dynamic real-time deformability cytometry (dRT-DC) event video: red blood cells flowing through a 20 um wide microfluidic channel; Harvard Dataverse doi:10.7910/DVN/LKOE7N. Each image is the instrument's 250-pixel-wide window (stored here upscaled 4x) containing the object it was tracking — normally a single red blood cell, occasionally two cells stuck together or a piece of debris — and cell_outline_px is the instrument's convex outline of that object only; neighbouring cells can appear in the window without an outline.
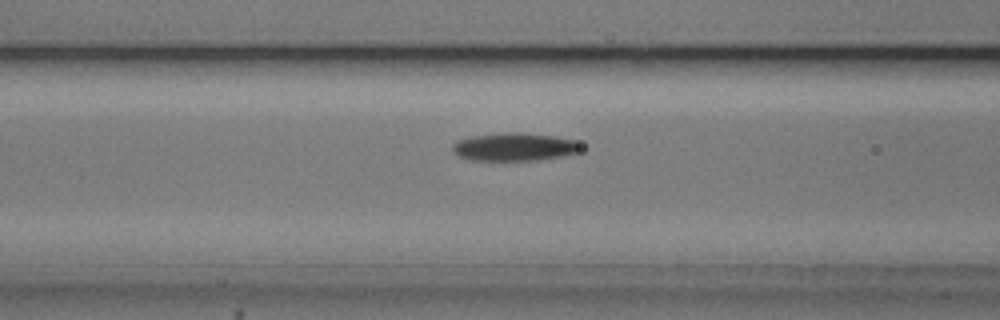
{"species": "common noctule bat (a hibernating species)", "species_latin": "Nyctalus noctula", "temperature_condition": "cold", "stored_images_in_passage": 45, "camera_frame_rate_fps": 3000, "um_per_image_px": 0.085, "animal": {"sex": "male", "body_mass_g": 20.5, "forearm_length_mm": 52.5}, "frame": {"image": 1, "passage_image": 13, "time_ms": 4.0, "image_size_px": [1000, 320], "cell_outline_px": [[584, 148], [580, 152], [564, 156], [540, 160], [468, 160], [452, 152], [452, 144], [460, 140], [472, 136], [508, 132], [516, 132], [552, 136], [576, 140], [584, 144]], "centroid_in_image_um": [43.8, 12.49], "position_along_channel_um": 122.8, "area_um2": 21.15}}
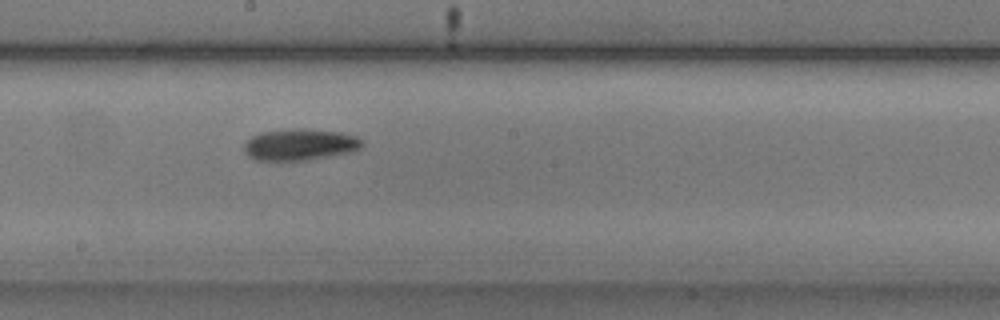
{"frame": {"image": 2, "passage_image": 21, "time_ms": 6.667, "image_size_px": [1000, 320], "cell_outline_px": [[364, 144], [360, 148], [352, 152], [308, 160], [252, 160], [244, 152], [244, 144], [252, 136], [260, 132], [300, 128], [304, 128], [340, 132], [356, 136], [364, 140]], "centroid_in_image_um": [25.51, 12.29], "position_along_channel_um": 222.7, "area_um2": 21.85}}
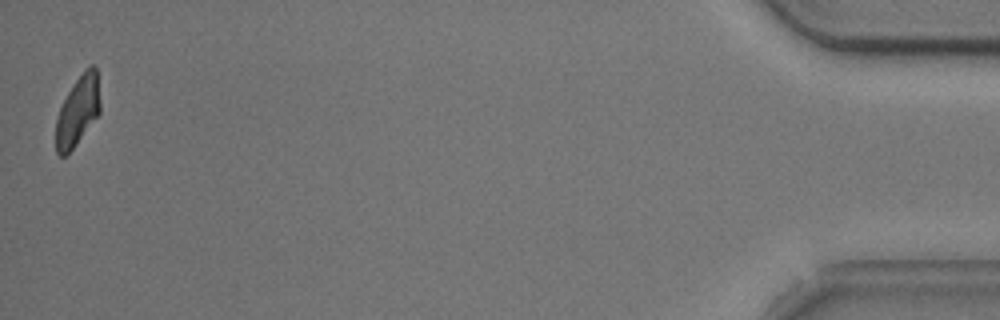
{"frame": {"image": 3, "passage_image": 45, "time_ms": 14.667, "image_size_px": [1000, 320], "cell_outline_px": [[100, 112], [72, 148], [64, 156], [60, 156], [56, 152], [56, 120], [60, 108], [68, 92], [84, 68], [88, 64], [92, 64], [96, 68], [100, 104]], "centroid_in_image_um": [6.61, 9.38], "position_along_channel_um": 428.6, "area_um2": 17.57}, "authors_computed_cell_mechanics": {"area_um2": 20.23, "velocity_mm_per_s": 3.7398, "shape_relaxation_time_tau1_ms": 3.2797, "shape_relaxation_time_tau2_ms": null, "deformation_change_tau1": 0.1458, "deformation_change_tau2": null}}